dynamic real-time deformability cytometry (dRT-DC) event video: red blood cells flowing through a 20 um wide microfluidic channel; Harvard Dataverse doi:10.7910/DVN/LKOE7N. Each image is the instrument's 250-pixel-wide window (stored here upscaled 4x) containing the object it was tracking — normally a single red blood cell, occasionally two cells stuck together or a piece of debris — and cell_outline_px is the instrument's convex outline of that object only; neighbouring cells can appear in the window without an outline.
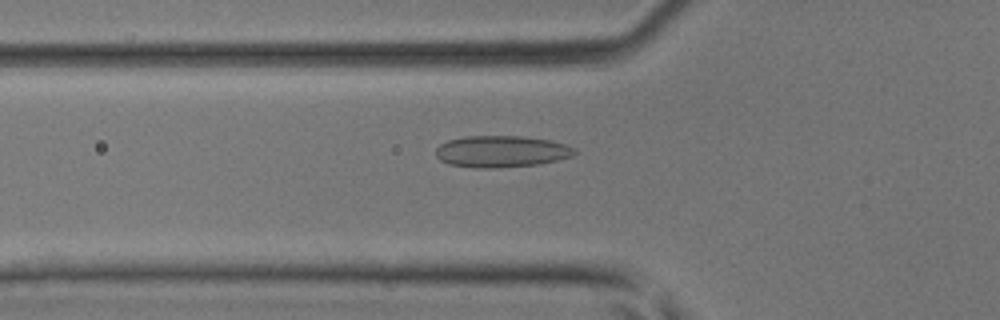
{"species": "common noctule bat (a hibernating species)", "species_latin": "Nyctalus noctula", "temperature_condition": "room temperature", "stored_images_in_passage": 32, "camera_frame_rate_fps": 3000, "um_per_image_px": 0.085, "animal": {"sex": "male", "body_mass_g": 17.9, "forearm_length_mm": 54.2}, "frame": {"image": 1, "passage_image": 4, "time_ms": 1.0, "image_size_px": [1000, 320], "cell_outline_px": [[576, 152], [572, 156], [540, 164], [492, 168], [480, 168], [448, 164], [440, 160], [436, 156], [436, 148], [440, 144], [448, 140], [464, 136], [524, 136], [552, 140], [576, 148]], "centroid_in_image_um": [42.62, 12.86], "position_along_channel_um": 83.2, "area_um2": 25.66}}
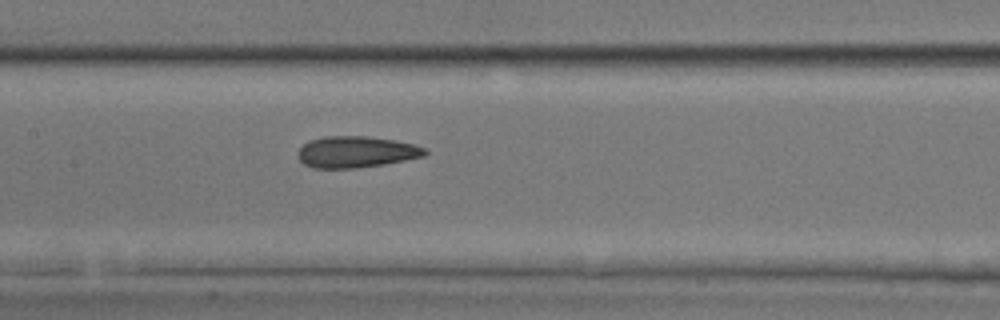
{"frame": {"image": 2, "passage_image": 10, "time_ms": 3.0, "image_size_px": [1000, 320], "cell_outline_px": [[428, 152], [424, 156], [384, 164], [356, 168], [312, 168], [304, 164], [296, 156], [296, 152], [308, 140], [324, 136], [364, 136], [396, 140], [416, 144], [428, 148]], "centroid_in_image_um": [30.27, 12.91], "position_along_channel_um": 177.1, "area_um2": 23.52}}
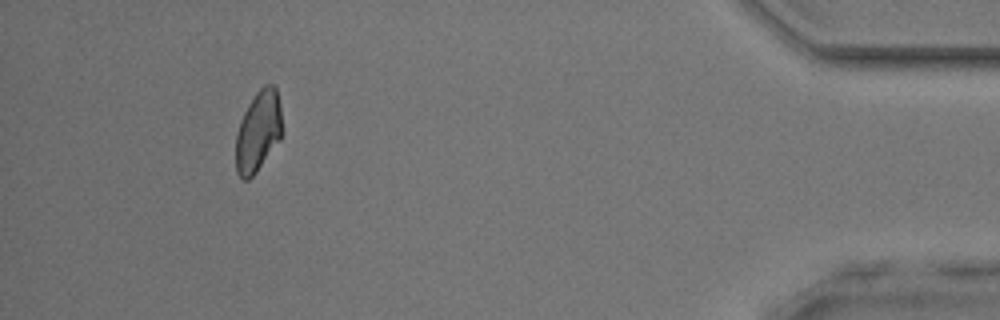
{"frame": {"image": 3, "passage_image": 29, "time_ms": 9.333, "image_size_px": [1000, 320], "cell_outline_px": [[284, 132], [280, 140], [256, 172], [248, 180], [244, 180], [236, 172], [236, 132], [240, 120], [244, 112], [256, 92], [264, 84], [272, 84], [276, 88], [280, 104]], "centroid_in_image_um": [21.97, 11.15], "position_along_channel_um": 413.2, "area_um2": 22.08}}